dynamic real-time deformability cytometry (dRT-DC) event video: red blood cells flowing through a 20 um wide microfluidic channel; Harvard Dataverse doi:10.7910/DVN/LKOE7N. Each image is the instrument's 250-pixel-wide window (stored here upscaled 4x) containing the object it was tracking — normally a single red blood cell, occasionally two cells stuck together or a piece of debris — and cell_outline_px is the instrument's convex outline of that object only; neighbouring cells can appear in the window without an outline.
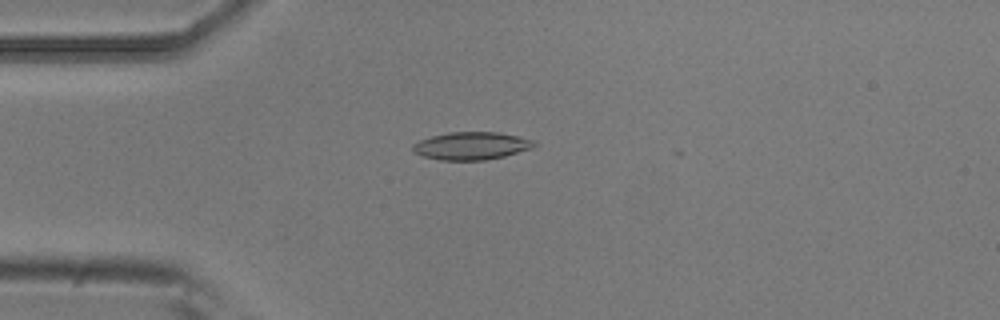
{"species": "common noctule bat (a hibernating species)", "species_latin": "Nyctalus noctula", "temperature_condition": "room temperature", "stored_images_in_passage": 4, "camera_frame_rate_fps": 3000, "um_per_image_px": 0.085, "animal": {"sex": "male", "body_mass_g": 20.5, "forearm_length_mm": 52.5}, "frame": {"image": 1, "passage_image": 4, "time_ms": 1.0, "image_size_px": [1000, 320], "cell_outline_px": [[536, 144], [532, 148], [504, 156], [484, 160], [440, 160], [424, 156], [412, 152], [412, 144], [420, 140], [432, 136], [448, 132], [496, 132], [536, 140]], "centroid_in_image_um": [40.05, 12.39], "position_along_channel_um": 44.9, "area_um2": 19.54}}